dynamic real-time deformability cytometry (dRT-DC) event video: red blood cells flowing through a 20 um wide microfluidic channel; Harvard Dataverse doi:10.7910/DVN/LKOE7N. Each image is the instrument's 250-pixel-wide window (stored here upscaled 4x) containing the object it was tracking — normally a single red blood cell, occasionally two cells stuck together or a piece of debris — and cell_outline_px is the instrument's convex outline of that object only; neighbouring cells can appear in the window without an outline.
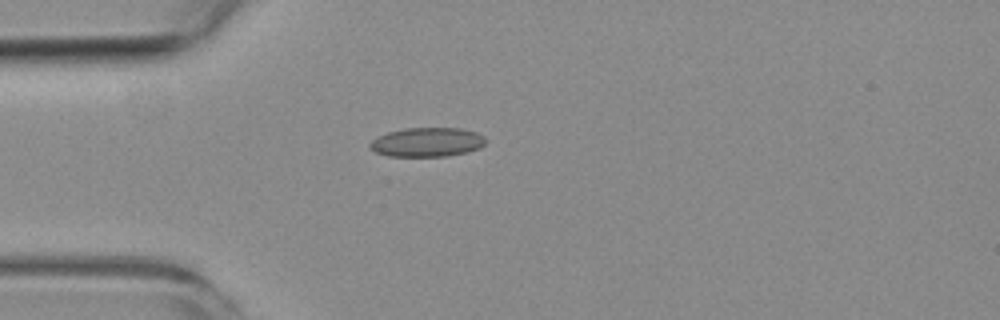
{"species": "common noctule bat (a hibernating species)", "species_latin": "Nyctalus noctula", "temperature_condition": "room temperature", "stored_images_in_passage": 1, "camera_frame_rate_fps": 3000, "um_per_image_px": 0.085, "animal": {"sex": "female", "body_mass_g": 19.3, "forearm_length_mm": 54.1}, "frame": {"image": 1, "passage_image": 1, "time_ms": 0.0, "image_size_px": [1000, 320], "cell_outline_px": [[484, 144], [480, 148], [468, 152], [448, 156], [388, 156], [376, 152], [368, 148], [368, 144], [376, 136], [388, 132], [404, 128], [460, 128], [476, 132], [484, 136]], "centroid_in_image_um": [36.27, 12.08], "position_along_channel_um": 48.7, "area_um2": 19.83}}